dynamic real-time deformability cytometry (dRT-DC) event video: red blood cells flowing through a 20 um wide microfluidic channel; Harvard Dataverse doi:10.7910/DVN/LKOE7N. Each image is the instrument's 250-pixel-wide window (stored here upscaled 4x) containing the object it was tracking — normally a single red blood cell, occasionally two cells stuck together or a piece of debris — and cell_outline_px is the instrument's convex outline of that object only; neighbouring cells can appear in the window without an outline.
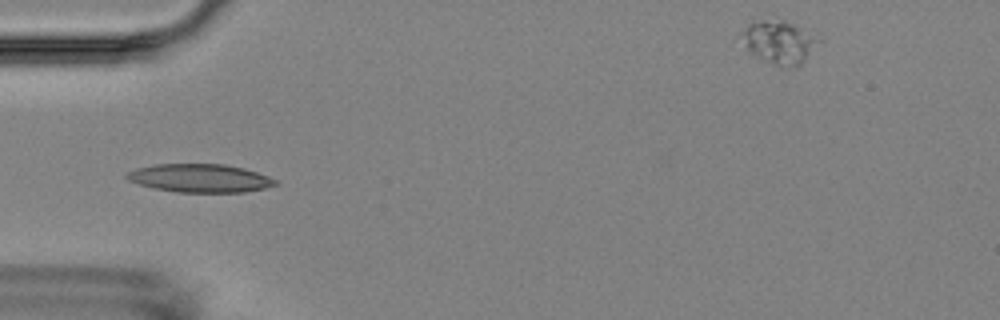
{"species": "Egyptian fruit bat (a non-hibernating species)", "species_latin": "Rousettus aegyptiacus", "temperature_condition": "room temperature", "stored_images_in_passage": 5, "camera_frame_rate_fps": 3000, "um_per_image_px": 0.085, "animal": {"sex": "female"}, "frame": {"image": 1, "passage_image": 5, "time_ms": 4.667, "image_size_px": [1000, 320], "cell_outline_px": [[280, 184], [264, 188], [244, 192], [176, 192], [152, 188], [128, 180], [124, 176], [128, 172], [136, 168], [156, 164], [224, 164], [244, 168], [268, 176], [276, 180]], "centroid_in_image_um": [16.99, 15.14], "position_along_channel_um": 68.0, "area_um2": 24.51}}